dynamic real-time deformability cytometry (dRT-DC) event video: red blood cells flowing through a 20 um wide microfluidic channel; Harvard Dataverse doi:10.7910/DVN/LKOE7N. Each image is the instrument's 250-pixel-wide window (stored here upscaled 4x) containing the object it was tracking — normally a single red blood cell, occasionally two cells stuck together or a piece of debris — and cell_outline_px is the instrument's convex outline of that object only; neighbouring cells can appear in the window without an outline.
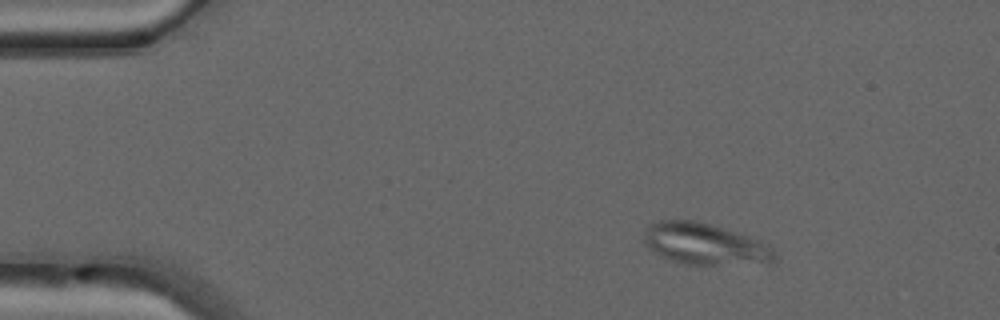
{"species": "common noctule bat (a hibernating species)", "species_latin": "Nyctalus noctula", "temperature_condition": "warm", "stored_images_in_passage": 49, "camera_frame_rate_fps": 3000, "um_per_image_px": 0.085, "animal": {"sex": "male", "forearm_length_mm": 52.5}, "frame": {"image": 1, "passage_image": 7, "time_ms": 2.0, "image_size_px": [1000, 320], "cell_outline_px": [[780, 256], [776, 260], [768, 264], [688, 264], [672, 260], [660, 256], [648, 248], [644, 244], [644, 236], [648, 224], [660, 220], [696, 220], [748, 236], [760, 240], [772, 248]], "centroid_in_image_um": [59.94, 20.75], "position_along_channel_um": 25.1, "area_um2": 31.67}}
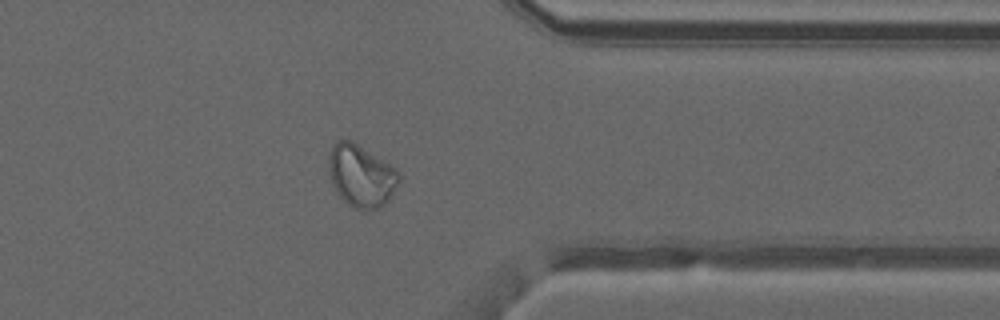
{"frame": {"image": 2, "passage_image": 39, "time_ms": 12.667, "image_size_px": [1000, 320], "cell_outline_px": [[400, 180], [388, 200], [384, 204], [376, 208], [356, 208], [348, 204], [336, 192], [332, 184], [328, 164], [328, 156], [336, 140], [352, 140], [396, 168], [400, 172]], "centroid_in_image_um": [30.69, 14.91], "position_along_channel_um": 380.7, "area_um2": 25.2}}
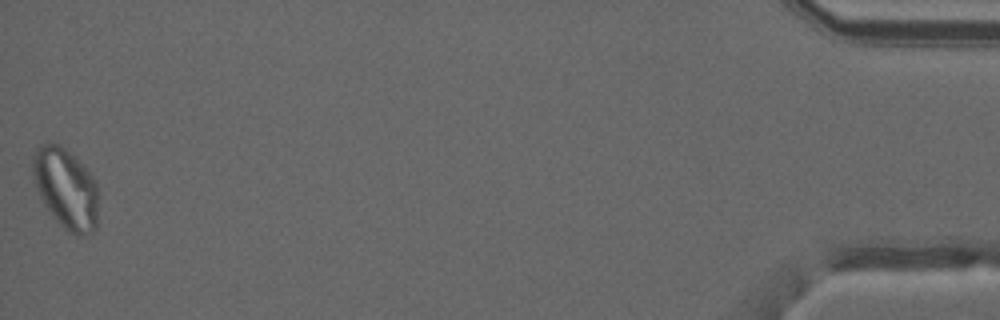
{"frame": {"image": 3, "passage_image": 49, "time_ms": 16.0, "image_size_px": [1000, 320], "cell_outline_px": [[96, 228], [88, 236], [76, 236], [68, 232], [52, 216], [44, 204], [36, 188], [32, 172], [32, 156], [36, 148], [40, 144], [60, 144], [96, 180]], "centroid_in_image_um": [5.56, 16.05], "position_along_channel_um": 429.6, "area_um2": 30.4}}